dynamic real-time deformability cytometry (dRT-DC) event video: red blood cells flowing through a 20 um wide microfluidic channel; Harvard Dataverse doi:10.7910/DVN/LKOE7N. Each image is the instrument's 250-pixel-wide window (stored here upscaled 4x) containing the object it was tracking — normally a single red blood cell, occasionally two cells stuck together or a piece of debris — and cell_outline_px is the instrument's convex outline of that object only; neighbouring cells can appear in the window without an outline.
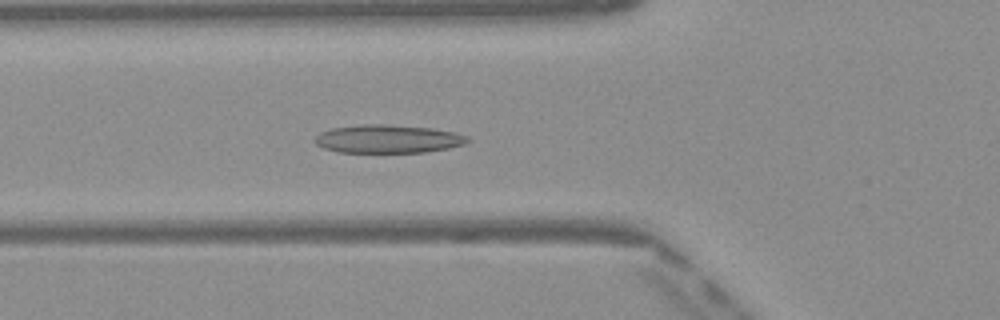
{"species": "Egyptian fruit bat (a non-hibernating species)", "species_latin": "Rousettus aegyptiacus", "temperature_condition": "warm", "stored_images_in_passage": 39, "camera_frame_rate_fps": 3000, "um_per_image_px": 0.085, "frame": {"image": 1, "passage_image": 7, "time_ms": 2.0, "image_size_px": [1000, 320], "cell_outline_px": [[472, 140], [464, 144], [448, 148], [424, 152], [336, 152], [324, 148], [316, 144], [312, 140], [320, 132], [332, 128], [360, 124], [380, 124], [432, 128], [452, 132], [468, 136]], "centroid_in_image_um": [32.95, 11.81], "position_along_channel_um": 92.9, "area_um2": 25.14}}
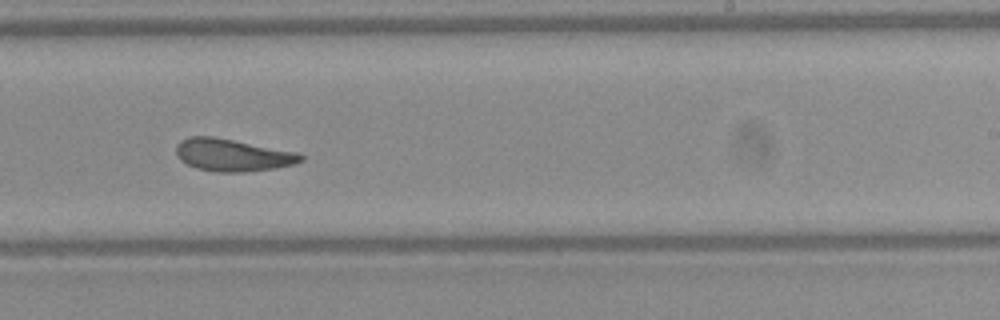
{"frame": {"image": 2, "passage_image": 20, "time_ms": 6.333, "image_size_px": [1000, 320], "cell_outline_px": [[304, 160], [292, 164], [276, 168], [244, 172], [216, 172], [196, 168], [180, 160], [176, 156], [176, 144], [180, 140], [188, 136], [212, 136], [300, 152], [304, 156]], "centroid_in_image_um": [19.76, 13.17], "position_along_channel_um": 269.2, "area_um2": 23.76}}
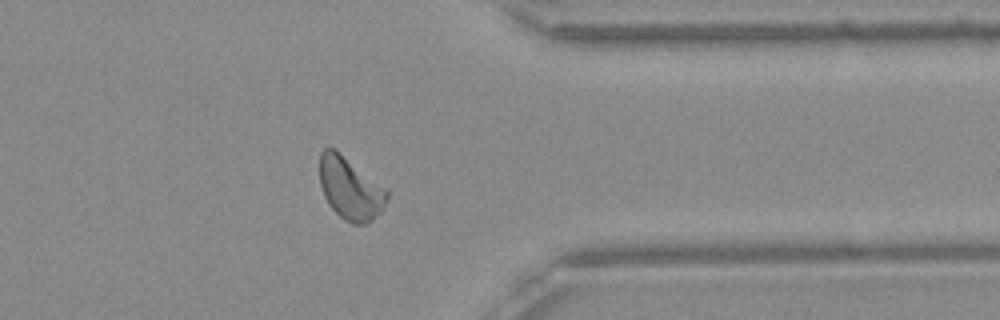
{"frame": {"image": 3, "passage_image": 29, "time_ms": 9.333, "image_size_px": [1000, 320], "cell_outline_px": [[388, 196], [380, 212], [368, 224], [352, 224], [344, 220], [328, 204], [324, 196], [320, 184], [320, 152], [324, 148], [336, 148], [388, 188]], "centroid_in_image_um": [29.78, 15.99], "position_along_channel_um": 381.6, "area_um2": 24.91}, "authors_computed_cell_mechanics": {"area_um2": 23.7558, "velocity_mm_per_s": 4.056, "shape_relaxation_time_tau1_ms": null, "shape_relaxation_time_tau2_ms": 2.7228, "deformation_change_tau1": null, "deformation_change_tau2": 0.1037}}